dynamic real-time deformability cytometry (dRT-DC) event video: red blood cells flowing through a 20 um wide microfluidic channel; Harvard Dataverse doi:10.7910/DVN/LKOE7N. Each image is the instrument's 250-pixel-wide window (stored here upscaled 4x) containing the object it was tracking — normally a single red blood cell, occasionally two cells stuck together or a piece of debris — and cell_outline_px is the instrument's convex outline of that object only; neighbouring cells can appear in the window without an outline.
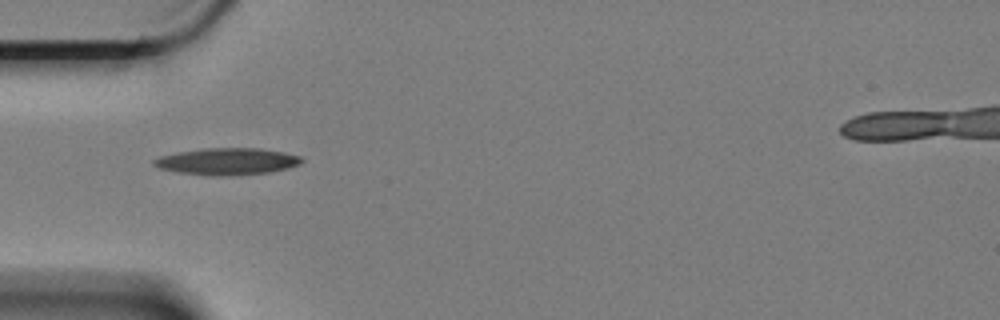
{"species": "Egyptian fruit bat (a non-hibernating species)", "species_latin": "Rousettus aegyptiacus", "temperature_condition": "cold", "stored_images_in_passage": 7, "camera_frame_rate_fps": 3000, "um_per_image_px": 0.085, "animal": {"sex": "female"}, "frame": {"image": 1, "passage_image": 1, "time_ms": 0.0, "image_size_px": [1000, 320], "cell_outline_px": [[304, 160], [300, 164], [288, 168], [268, 172], [224, 176], [212, 176], [180, 172], [160, 168], [152, 164], [152, 160], [160, 156], [176, 152], [204, 148], [260, 148], [284, 152], [300, 156]], "centroid_in_image_um": [19.31, 13.71], "position_along_channel_um": 65.7, "area_um2": 23.06}}
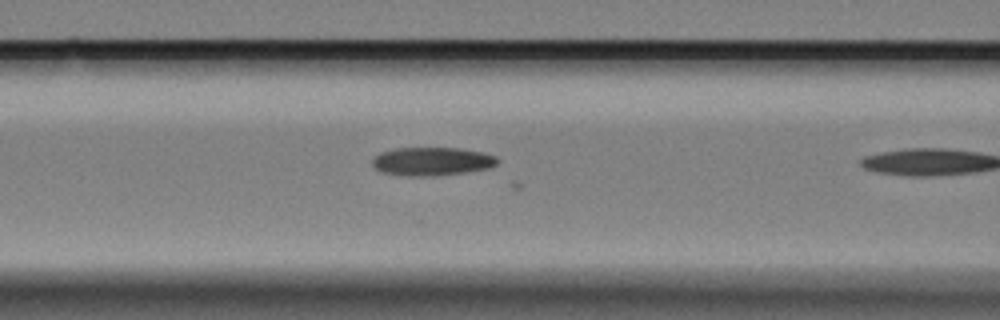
{"frame": {"image": 2, "passage_image": 3, "time_ms": 0.667, "image_size_px": [1000, 320], "cell_outline_px": [[500, 160], [496, 164], [488, 168], [464, 172], [432, 176], [408, 176], [384, 172], [376, 168], [372, 164], [372, 160], [380, 152], [396, 148], [460, 148], [480, 152], [496, 156]], "centroid_in_image_um": [36.72, 13.71], "position_along_channel_um": 129.9, "area_um2": 20.46}}